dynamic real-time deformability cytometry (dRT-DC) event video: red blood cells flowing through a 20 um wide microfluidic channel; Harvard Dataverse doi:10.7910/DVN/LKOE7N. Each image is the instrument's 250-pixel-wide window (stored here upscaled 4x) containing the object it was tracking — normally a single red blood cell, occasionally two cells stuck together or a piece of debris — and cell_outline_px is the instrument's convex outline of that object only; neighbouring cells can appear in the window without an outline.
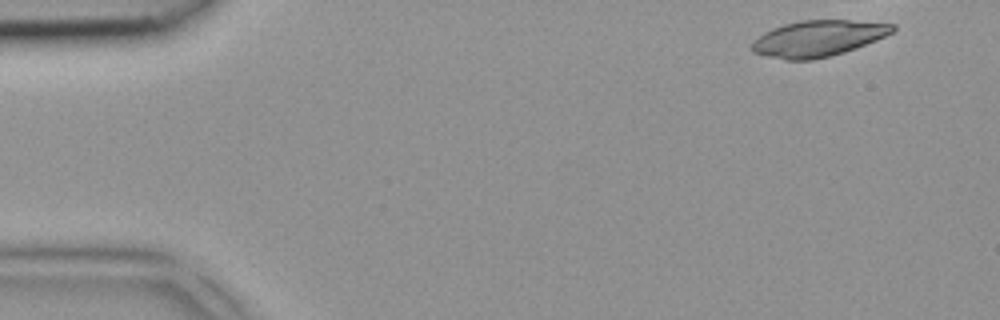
{"species": "common noctule bat (a hibernating species)", "species_latin": "Nyctalus noctula", "temperature_condition": "room temperature", "stored_images_in_passage": 1, "camera_frame_rate_fps": 3000, "um_per_image_px": 0.085, "animal": {"sex": "female", "body_mass_g": 18.4}, "frame": {"image": 1, "passage_image": 1, "time_ms": 0.0, "image_size_px": [1000, 320], "cell_outline_px": [[896, 28], [892, 32], [876, 40], [844, 52], [812, 60], [784, 60], [752, 52], [752, 40], [764, 32], [772, 28], [784, 24], [800, 20], [848, 20], [896, 24]], "centroid_in_image_um": [69.5, 3.26], "position_along_channel_um": 15.5, "area_um2": 29.48}}